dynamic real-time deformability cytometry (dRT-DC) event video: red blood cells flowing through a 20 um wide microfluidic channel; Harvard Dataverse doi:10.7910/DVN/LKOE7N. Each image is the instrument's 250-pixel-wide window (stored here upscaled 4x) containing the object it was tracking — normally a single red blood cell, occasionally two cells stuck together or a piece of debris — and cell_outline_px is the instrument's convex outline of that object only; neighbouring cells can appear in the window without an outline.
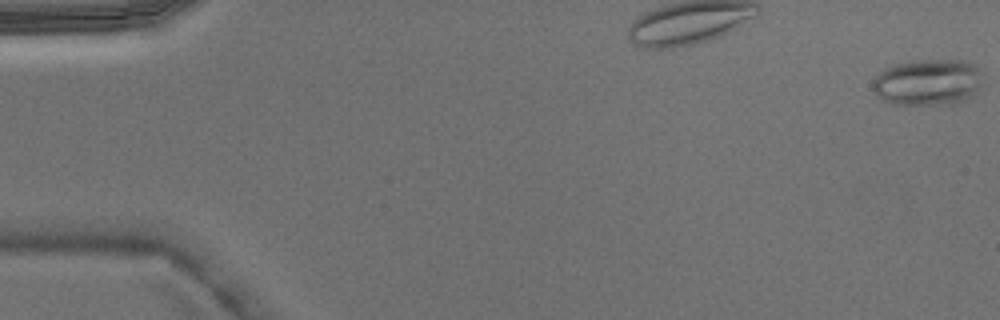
{"species": "Egyptian fruit bat (a non-hibernating species)", "species_latin": "Rousettus aegyptiacus", "temperature_condition": "warm", "stored_images_in_passage": 4, "camera_frame_rate_fps": 3000, "um_per_image_px": 0.085, "animal": {"sex": "male"}, "frame": {"image": 1, "passage_image": 1, "time_ms": 0.0, "image_size_px": [1000, 320], "cell_outline_px": [[980, 72], [976, 96], [956, 104], [896, 104], [884, 100], [876, 96], [872, 88], [872, 80], [884, 68], [896, 64], [912, 60], [960, 60], [976, 64]], "centroid_in_image_um": [78.84, 6.99], "position_along_channel_um": 6.2, "area_um2": 29.88}}